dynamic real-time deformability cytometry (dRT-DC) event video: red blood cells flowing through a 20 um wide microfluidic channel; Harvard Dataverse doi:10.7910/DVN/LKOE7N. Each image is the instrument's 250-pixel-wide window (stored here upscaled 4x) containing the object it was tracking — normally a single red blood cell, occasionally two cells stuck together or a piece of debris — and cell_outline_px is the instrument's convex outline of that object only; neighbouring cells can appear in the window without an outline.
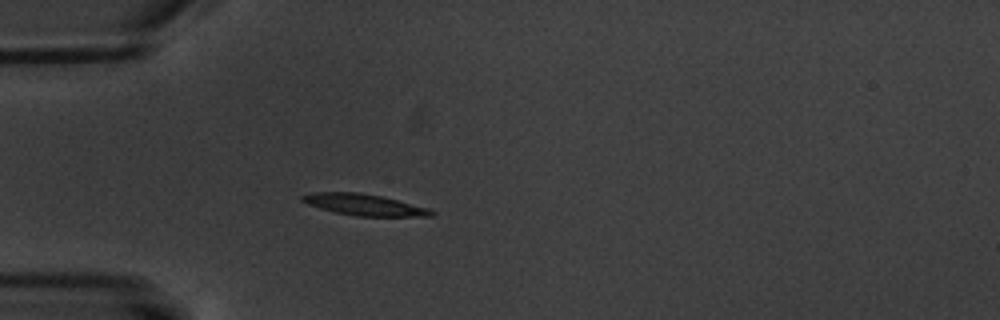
{"species": "common noctule bat (a hibernating species)", "species_latin": "Nyctalus noctula", "temperature_condition": "warm", "stored_images_in_passage": 7, "camera_frame_rate_fps": 3000, "um_per_image_px": 0.085, "animal": {"sex": "male", "body_mass_g": 20.1, "forearm_length_mm": 53.5}, "frame": {"image": 1, "passage_image": 6, "time_ms": 6.0, "image_size_px": [1000, 320], "cell_outline_px": [[436, 212], [432, 216], [356, 216], [336, 212], [320, 208], [308, 204], [300, 200], [300, 196], [312, 192], [360, 192], [380, 196], [428, 208]], "centroid_in_image_um": [30.92, 17.4], "position_along_channel_um": 54.1, "area_um2": 15.9}}